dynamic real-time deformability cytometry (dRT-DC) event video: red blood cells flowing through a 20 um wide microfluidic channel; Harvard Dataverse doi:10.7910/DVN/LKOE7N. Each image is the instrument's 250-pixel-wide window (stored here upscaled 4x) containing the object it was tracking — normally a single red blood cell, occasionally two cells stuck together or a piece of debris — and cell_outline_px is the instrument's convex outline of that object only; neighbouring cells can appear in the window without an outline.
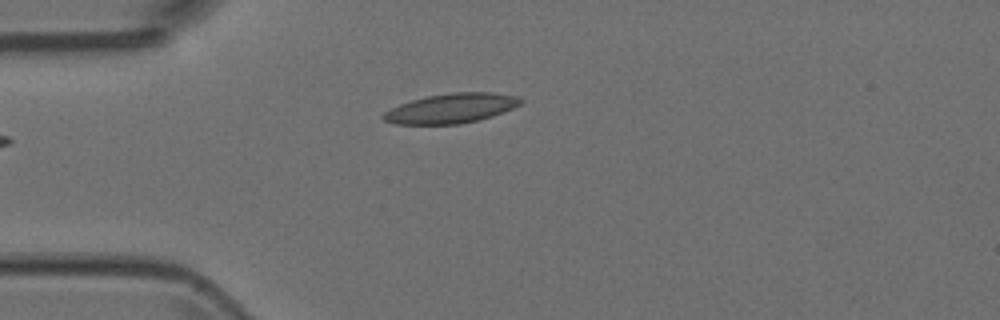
{"species": "Egyptian fruit bat (a non-hibernating species)", "species_latin": "Rousettus aegyptiacus", "temperature_condition": "room temperature", "stored_images_in_passage": 3, "camera_frame_rate_fps": 3000, "um_per_image_px": 0.085, "animal": {"sex": "female"}, "frame": {"image": 1, "passage_image": 3, "time_ms": 0.667, "image_size_px": [1000, 320], "cell_outline_px": [[524, 100], [520, 104], [504, 112], [480, 120], [460, 124], [396, 124], [384, 120], [380, 116], [384, 112], [400, 104], [412, 100], [428, 96], [452, 92], [492, 92], [516, 96]], "centroid_in_image_um": [38.36, 9.21], "position_along_channel_um": 46.6, "area_um2": 23.7}}